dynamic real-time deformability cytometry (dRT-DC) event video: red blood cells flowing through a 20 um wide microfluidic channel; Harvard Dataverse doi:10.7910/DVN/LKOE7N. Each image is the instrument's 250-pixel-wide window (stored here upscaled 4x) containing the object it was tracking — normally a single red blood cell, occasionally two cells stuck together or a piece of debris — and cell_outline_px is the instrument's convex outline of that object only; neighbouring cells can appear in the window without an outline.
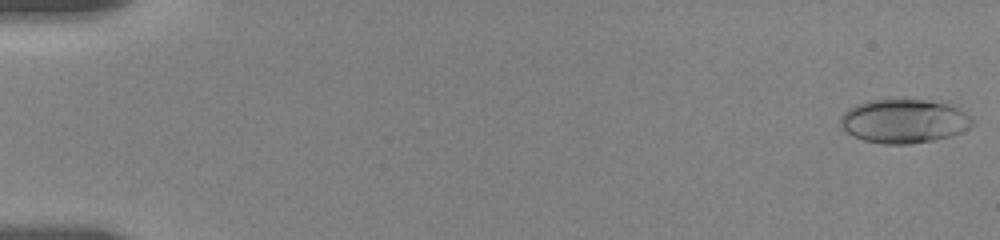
{"species": "human", "species_latin": "Homo sapiens", "temperature_condition": "room temperature", "stored_images_in_passage": 14, "camera_frame_rate_fps": 3000, "um_per_image_px": 0.085, "donor": {"sex": "female"}, "frame": {"image": 1, "passage_image": 1, "time_ms": 0.0, "image_size_px": [1000, 240], "cell_outline_px": [[972, 124], [968, 128], [952, 136], [932, 140], [908, 144], [884, 144], [864, 140], [848, 132], [840, 124], [840, 116], [848, 108], [856, 104], [872, 100], [928, 100], [948, 104], [960, 108], [972, 120]], "centroid_in_image_um": [76.83, 10.29], "position_along_channel_um": 8.2, "area_um2": 33.41}}
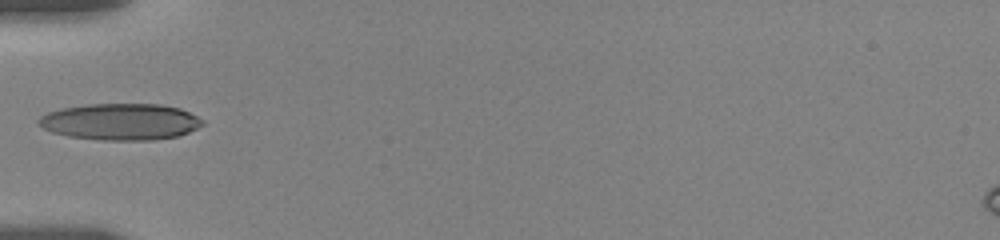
{"frame": {"image": 2, "passage_image": 9, "time_ms": 6.333, "image_size_px": [1000, 240], "cell_outline_px": [[204, 124], [180, 136], [152, 140], [100, 140], [68, 136], [52, 132], [36, 124], [36, 120], [40, 116], [48, 112], [60, 108], [88, 104], [160, 104], [180, 108], [204, 120]], "centroid_in_image_um": [10.22, 10.35], "position_along_channel_um": 74.8, "area_um2": 35.08}}
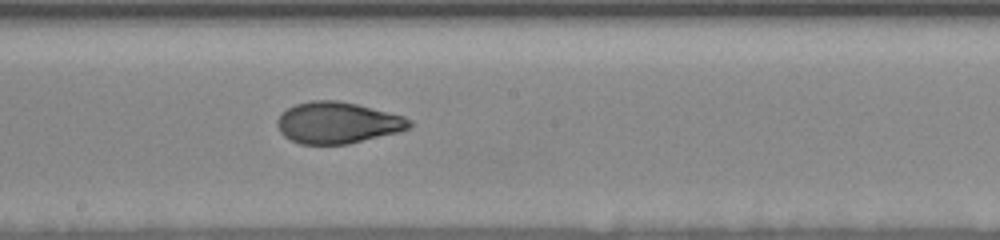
{"frame": {"image": 3, "passage_image": 14, "time_ms": 10.333, "image_size_px": [1000, 240], "cell_outline_px": [[412, 124], [408, 128], [400, 132], [348, 144], [300, 144], [284, 136], [280, 132], [276, 124], [276, 120], [288, 108], [296, 104], [312, 100], [336, 100], [356, 104], [404, 116], [412, 120]], "centroid_in_image_um": [28.7, 10.44], "position_along_channel_um": 219.5, "area_um2": 31.85}}